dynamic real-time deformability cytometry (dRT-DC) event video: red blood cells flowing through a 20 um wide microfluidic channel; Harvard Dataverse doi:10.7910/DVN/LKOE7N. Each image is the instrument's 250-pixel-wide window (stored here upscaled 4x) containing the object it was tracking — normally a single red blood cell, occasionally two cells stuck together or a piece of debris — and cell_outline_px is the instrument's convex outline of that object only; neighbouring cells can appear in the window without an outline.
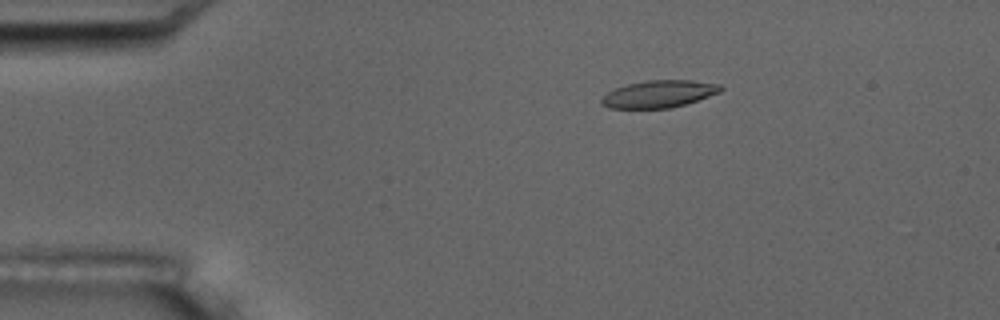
{"species": "common noctule bat (a hibernating species)", "species_latin": "Nyctalus noctula", "temperature_condition": "room temperature", "stored_images_in_passage": 4, "camera_frame_rate_fps": 3000, "um_per_image_px": 0.085, "animal": {"sex": "male", "body_mass_g": 17.5, "forearm_length_mm": 52.3}, "frame": {"image": 1, "passage_image": 4, "time_ms": 4.333, "image_size_px": [1000, 320], "cell_outline_px": [[724, 88], [720, 92], [672, 108], [608, 108], [600, 104], [600, 100], [608, 92], [616, 88], [628, 84], [648, 80], [692, 80], [720, 84]], "centroid_in_image_um": [56.0, 7.98], "position_along_channel_um": 29.0, "area_um2": 18.79}}